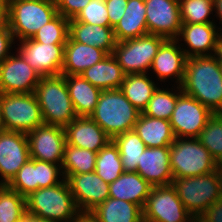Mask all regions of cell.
<instances>
[{"mask_svg":"<svg viewBox=\"0 0 222 222\" xmlns=\"http://www.w3.org/2000/svg\"><path fill=\"white\" fill-rule=\"evenodd\" d=\"M182 92L212 113H222V73L215 55L187 58Z\"/></svg>","mask_w":222,"mask_h":222,"instance_id":"cell-1","label":"cell"},{"mask_svg":"<svg viewBox=\"0 0 222 222\" xmlns=\"http://www.w3.org/2000/svg\"><path fill=\"white\" fill-rule=\"evenodd\" d=\"M34 94L44 124L65 128L77 117L63 74L41 76Z\"/></svg>","mask_w":222,"mask_h":222,"instance_id":"cell-2","label":"cell"},{"mask_svg":"<svg viewBox=\"0 0 222 222\" xmlns=\"http://www.w3.org/2000/svg\"><path fill=\"white\" fill-rule=\"evenodd\" d=\"M140 113L120 89H109L101 91L90 117L113 139L133 130Z\"/></svg>","mask_w":222,"mask_h":222,"instance_id":"cell-3","label":"cell"},{"mask_svg":"<svg viewBox=\"0 0 222 222\" xmlns=\"http://www.w3.org/2000/svg\"><path fill=\"white\" fill-rule=\"evenodd\" d=\"M26 212L39 219L72 222L80 211L64 178L62 183L55 186L31 192L26 197Z\"/></svg>","mask_w":222,"mask_h":222,"instance_id":"cell-4","label":"cell"},{"mask_svg":"<svg viewBox=\"0 0 222 222\" xmlns=\"http://www.w3.org/2000/svg\"><path fill=\"white\" fill-rule=\"evenodd\" d=\"M172 186L184 207L199 217L222 197V167L205 175L173 179Z\"/></svg>","mask_w":222,"mask_h":222,"instance_id":"cell-5","label":"cell"},{"mask_svg":"<svg viewBox=\"0 0 222 222\" xmlns=\"http://www.w3.org/2000/svg\"><path fill=\"white\" fill-rule=\"evenodd\" d=\"M7 3L9 29L20 41L32 38L58 14L53 0H7Z\"/></svg>","mask_w":222,"mask_h":222,"instance_id":"cell-6","label":"cell"},{"mask_svg":"<svg viewBox=\"0 0 222 222\" xmlns=\"http://www.w3.org/2000/svg\"><path fill=\"white\" fill-rule=\"evenodd\" d=\"M191 139L175 138L169 146L174 179L209 174L220 167L198 138Z\"/></svg>","mask_w":222,"mask_h":222,"instance_id":"cell-7","label":"cell"},{"mask_svg":"<svg viewBox=\"0 0 222 222\" xmlns=\"http://www.w3.org/2000/svg\"><path fill=\"white\" fill-rule=\"evenodd\" d=\"M1 112L4 130L28 133L44 124L36 95L1 93Z\"/></svg>","mask_w":222,"mask_h":222,"instance_id":"cell-8","label":"cell"},{"mask_svg":"<svg viewBox=\"0 0 222 222\" xmlns=\"http://www.w3.org/2000/svg\"><path fill=\"white\" fill-rule=\"evenodd\" d=\"M165 37L146 34L116 43L112 55L125 74L146 73Z\"/></svg>","mask_w":222,"mask_h":222,"instance_id":"cell-9","label":"cell"},{"mask_svg":"<svg viewBox=\"0 0 222 222\" xmlns=\"http://www.w3.org/2000/svg\"><path fill=\"white\" fill-rule=\"evenodd\" d=\"M193 218L172 185L153 186L143 208V222H187Z\"/></svg>","mask_w":222,"mask_h":222,"instance_id":"cell-10","label":"cell"},{"mask_svg":"<svg viewBox=\"0 0 222 222\" xmlns=\"http://www.w3.org/2000/svg\"><path fill=\"white\" fill-rule=\"evenodd\" d=\"M213 114L197 99L182 93L170 119L175 138H198Z\"/></svg>","mask_w":222,"mask_h":222,"instance_id":"cell-11","label":"cell"},{"mask_svg":"<svg viewBox=\"0 0 222 222\" xmlns=\"http://www.w3.org/2000/svg\"><path fill=\"white\" fill-rule=\"evenodd\" d=\"M30 158L62 164L66 146L64 127L42 124L26 134Z\"/></svg>","mask_w":222,"mask_h":222,"instance_id":"cell-12","label":"cell"},{"mask_svg":"<svg viewBox=\"0 0 222 222\" xmlns=\"http://www.w3.org/2000/svg\"><path fill=\"white\" fill-rule=\"evenodd\" d=\"M18 54L9 55L0 63V93H33L40 82L41 74Z\"/></svg>","mask_w":222,"mask_h":222,"instance_id":"cell-13","label":"cell"},{"mask_svg":"<svg viewBox=\"0 0 222 222\" xmlns=\"http://www.w3.org/2000/svg\"><path fill=\"white\" fill-rule=\"evenodd\" d=\"M148 34L176 39L182 26L179 0H144Z\"/></svg>","mask_w":222,"mask_h":222,"instance_id":"cell-14","label":"cell"},{"mask_svg":"<svg viewBox=\"0 0 222 222\" xmlns=\"http://www.w3.org/2000/svg\"><path fill=\"white\" fill-rule=\"evenodd\" d=\"M29 159L26 133L8 130L0 132V174L4 179L2 185H8Z\"/></svg>","mask_w":222,"mask_h":222,"instance_id":"cell-15","label":"cell"},{"mask_svg":"<svg viewBox=\"0 0 222 222\" xmlns=\"http://www.w3.org/2000/svg\"><path fill=\"white\" fill-rule=\"evenodd\" d=\"M21 44L19 53L41 76L61 74L65 44L39 43L31 38L21 40Z\"/></svg>","mask_w":222,"mask_h":222,"instance_id":"cell-16","label":"cell"},{"mask_svg":"<svg viewBox=\"0 0 222 222\" xmlns=\"http://www.w3.org/2000/svg\"><path fill=\"white\" fill-rule=\"evenodd\" d=\"M65 179L80 212H91L109 198V184L95 171L68 175Z\"/></svg>","mask_w":222,"mask_h":222,"instance_id":"cell-17","label":"cell"},{"mask_svg":"<svg viewBox=\"0 0 222 222\" xmlns=\"http://www.w3.org/2000/svg\"><path fill=\"white\" fill-rule=\"evenodd\" d=\"M64 129L67 144L96 153L112 141L106 132L88 116H77Z\"/></svg>","mask_w":222,"mask_h":222,"instance_id":"cell-18","label":"cell"},{"mask_svg":"<svg viewBox=\"0 0 222 222\" xmlns=\"http://www.w3.org/2000/svg\"><path fill=\"white\" fill-rule=\"evenodd\" d=\"M139 173L152 186L172 185L169 147L148 148L141 154L137 164Z\"/></svg>","mask_w":222,"mask_h":222,"instance_id":"cell-19","label":"cell"},{"mask_svg":"<svg viewBox=\"0 0 222 222\" xmlns=\"http://www.w3.org/2000/svg\"><path fill=\"white\" fill-rule=\"evenodd\" d=\"M107 55L108 53L103 49L76 42L69 36L64 46V64L61 74L80 75Z\"/></svg>","mask_w":222,"mask_h":222,"instance_id":"cell-20","label":"cell"},{"mask_svg":"<svg viewBox=\"0 0 222 222\" xmlns=\"http://www.w3.org/2000/svg\"><path fill=\"white\" fill-rule=\"evenodd\" d=\"M177 39H166L160 46L154 57L151 68L157 76L164 80L167 77L175 76L179 81V86L183 83L185 76V64L187 57L184 51L177 47Z\"/></svg>","mask_w":222,"mask_h":222,"instance_id":"cell-21","label":"cell"},{"mask_svg":"<svg viewBox=\"0 0 222 222\" xmlns=\"http://www.w3.org/2000/svg\"><path fill=\"white\" fill-rule=\"evenodd\" d=\"M152 188L139 173L124 171L109 184V197L135 203L143 209Z\"/></svg>","mask_w":222,"mask_h":222,"instance_id":"cell-22","label":"cell"},{"mask_svg":"<svg viewBox=\"0 0 222 222\" xmlns=\"http://www.w3.org/2000/svg\"><path fill=\"white\" fill-rule=\"evenodd\" d=\"M213 23L182 24L179 35L184 38L191 52L184 50L187 58L195 56H211L204 54L205 51L213 50L216 52L219 33ZM194 52V53H193Z\"/></svg>","mask_w":222,"mask_h":222,"instance_id":"cell-23","label":"cell"},{"mask_svg":"<svg viewBox=\"0 0 222 222\" xmlns=\"http://www.w3.org/2000/svg\"><path fill=\"white\" fill-rule=\"evenodd\" d=\"M69 36L76 42L103 49L112 54L116 46L114 30L110 26H99L88 23L69 21Z\"/></svg>","mask_w":222,"mask_h":222,"instance_id":"cell-24","label":"cell"},{"mask_svg":"<svg viewBox=\"0 0 222 222\" xmlns=\"http://www.w3.org/2000/svg\"><path fill=\"white\" fill-rule=\"evenodd\" d=\"M134 131L148 148L169 147L175 140L170 120L153 118L140 113Z\"/></svg>","mask_w":222,"mask_h":222,"instance_id":"cell-25","label":"cell"},{"mask_svg":"<svg viewBox=\"0 0 222 222\" xmlns=\"http://www.w3.org/2000/svg\"><path fill=\"white\" fill-rule=\"evenodd\" d=\"M113 30L117 42L148 34L144 0H128L125 13Z\"/></svg>","mask_w":222,"mask_h":222,"instance_id":"cell-26","label":"cell"},{"mask_svg":"<svg viewBox=\"0 0 222 222\" xmlns=\"http://www.w3.org/2000/svg\"><path fill=\"white\" fill-rule=\"evenodd\" d=\"M80 75L93 86L103 91L120 89L126 74L116 58L112 54H108L102 61L85 69Z\"/></svg>","mask_w":222,"mask_h":222,"instance_id":"cell-27","label":"cell"},{"mask_svg":"<svg viewBox=\"0 0 222 222\" xmlns=\"http://www.w3.org/2000/svg\"><path fill=\"white\" fill-rule=\"evenodd\" d=\"M69 97L77 116H88L94 112L101 90L81 75H64Z\"/></svg>","mask_w":222,"mask_h":222,"instance_id":"cell-28","label":"cell"},{"mask_svg":"<svg viewBox=\"0 0 222 222\" xmlns=\"http://www.w3.org/2000/svg\"><path fill=\"white\" fill-rule=\"evenodd\" d=\"M91 213L99 222H143V209L139 205L110 197Z\"/></svg>","mask_w":222,"mask_h":222,"instance_id":"cell-29","label":"cell"},{"mask_svg":"<svg viewBox=\"0 0 222 222\" xmlns=\"http://www.w3.org/2000/svg\"><path fill=\"white\" fill-rule=\"evenodd\" d=\"M156 89L155 83L145 73L126 74L120 87L124 96L141 113Z\"/></svg>","mask_w":222,"mask_h":222,"instance_id":"cell-30","label":"cell"},{"mask_svg":"<svg viewBox=\"0 0 222 222\" xmlns=\"http://www.w3.org/2000/svg\"><path fill=\"white\" fill-rule=\"evenodd\" d=\"M112 141L118 147L124 171L136 172L141 154L146 149L139 135L133 129L117 135Z\"/></svg>","mask_w":222,"mask_h":222,"instance_id":"cell-31","label":"cell"},{"mask_svg":"<svg viewBox=\"0 0 222 222\" xmlns=\"http://www.w3.org/2000/svg\"><path fill=\"white\" fill-rule=\"evenodd\" d=\"M97 153L78 148L66 143L61 168L64 178L68 175L90 173L95 171Z\"/></svg>","mask_w":222,"mask_h":222,"instance_id":"cell-32","label":"cell"},{"mask_svg":"<svg viewBox=\"0 0 222 222\" xmlns=\"http://www.w3.org/2000/svg\"><path fill=\"white\" fill-rule=\"evenodd\" d=\"M95 172L108 184L113 183L124 172L118 147L113 141L97 153Z\"/></svg>","mask_w":222,"mask_h":222,"instance_id":"cell-33","label":"cell"},{"mask_svg":"<svg viewBox=\"0 0 222 222\" xmlns=\"http://www.w3.org/2000/svg\"><path fill=\"white\" fill-rule=\"evenodd\" d=\"M26 213V197L0 185V222H19Z\"/></svg>","mask_w":222,"mask_h":222,"instance_id":"cell-34","label":"cell"},{"mask_svg":"<svg viewBox=\"0 0 222 222\" xmlns=\"http://www.w3.org/2000/svg\"><path fill=\"white\" fill-rule=\"evenodd\" d=\"M198 139L222 167V113L213 114Z\"/></svg>","mask_w":222,"mask_h":222,"instance_id":"cell-35","label":"cell"},{"mask_svg":"<svg viewBox=\"0 0 222 222\" xmlns=\"http://www.w3.org/2000/svg\"><path fill=\"white\" fill-rule=\"evenodd\" d=\"M69 21L58 13L42 26L31 39L39 43L66 44L69 37Z\"/></svg>","mask_w":222,"mask_h":222,"instance_id":"cell-36","label":"cell"},{"mask_svg":"<svg viewBox=\"0 0 222 222\" xmlns=\"http://www.w3.org/2000/svg\"><path fill=\"white\" fill-rule=\"evenodd\" d=\"M179 88L181 91L178 93L180 94L176 93V95L170 91L157 88L149 100L146 109L143 111V114L153 118L170 120L177 98L183 93L181 86Z\"/></svg>","mask_w":222,"mask_h":222,"instance_id":"cell-37","label":"cell"},{"mask_svg":"<svg viewBox=\"0 0 222 222\" xmlns=\"http://www.w3.org/2000/svg\"><path fill=\"white\" fill-rule=\"evenodd\" d=\"M213 8L214 0H179L181 23H213L208 19Z\"/></svg>","mask_w":222,"mask_h":222,"instance_id":"cell-38","label":"cell"},{"mask_svg":"<svg viewBox=\"0 0 222 222\" xmlns=\"http://www.w3.org/2000/svg\"><path fill=\"white\" fill-rule=\"evenodd\" d=\"M8 186L27 197L31 192L38 190L37 159L30 158L17 172Z\"/></svg>","mask_w":222,"mask_h":222,"instance_id":"cell-39","label":"cell"},{"mask_svg":"<svg viewBox=\"0 0 222 222\" xmlns=\"http://www.w3.org/2000/svg\"><path fill=\"white\" fill-rule=\"evenodd\" d=\"M71 20L99 26H110L105 0H91L79 14Z\"/></svg>","mask_w":222,"mask_h":222,"instance_id":"cell-40","label":"cell"},{"mask_svg":"<svg viewBox=\"0 0 222 222\" xmlns=\"http://www.w3.org/2000/svg\"><path fill=\"white\" fill-rule=\"evenodd\" d=\"M58 166L54 163L37 160L38 189L52 187L63 182V180H58L59 171L61 170V167L59 166V169Z\"/></svg>","mask_w":222,"mask_h":222,"instance_id":"cell-41","label":"cell"},{"mask_svg":"<svg viewBox=\"0 0 222 222\" xmlns=\"http://www.w3.org/2000/svg\"><path fill=\"white\" fill-rule=\"evenodd\" d=\"M91 0H59L57 11L68 20L74 19Z\"/></svg>","mask_w":222,"mask_h":222,"instance_id":"cell-42","label":"cell"},{"mask_svg":"<svg viewBox=\"0 0 222 222\" xmlns=\"http://www.w3.org/2000/svg\"><path fill=\"white\" fill-rule=\"evenodd\" d=\"M128 0H105L110 27L114 28L125 13Z\"/></svg>","mask_w":222,"mask_h":222,"instance_id":"cell-43","label":"cell"},{"mask_svg":"<svg viewBox=\"0 0 222 222\" xmlns=\"http://www.w3.org/2000/svg\"><path fill=\"white\" fill-rule=\"evenodd\" d=\"M199 217L203 222H222V197L209 206Z\"/></svg>","mask_w":222,"mask_h":222,"instance_id":"cell-44","label":"cell"},{"mask_svg":"<svg viewBox=\"0 0 222 222\" xmlns=\"http://www.w3.org/2000/svg\"><path fill=\"white\" fill-rule=\"evenodd\" d=\"M14 40L13 34L9 26L0 29V63L8 57V50Z\"/></svg>","mask_w":222,"mask_h":222,"instance_id":"cell-45","label":"cell"},{"mask_svg":"<svg viewBox=\"0 0 222 222\" xmlns=\"http://www.w3.org/2000/svg\"><path fill=\"white\" fill-rule=\"evenodd\" d=\"M8 25V3L7 0H0V29Z\"/></svg>","mask_w":222,"mask_h":222,"instance_id":"cell-46","label":"cell"},{"mask_svg":"<svg viewBox=\"0 0 222 222\" xmlns=\"http://www.w3.org/2000/svg\"><path fill=\"white\" fill-rule=\"evenodd\" d=\"M72 222H99L91 212H79Z\"/></svg>","mask_w":222,"mask_h":222,"instance_id":"cell-47","label":"cell"},{"mask_svg":"<svg viewBox=\"0 0 222 222\" xmlns=\"http://www.w3.org/2000/svg\"><path fill=\"white\" fill-rule=\"evenodd\" d=\"M221 35H219L218 40H217V46H216V52L214 55H217V59L220 65H222V33L220 32Z\"/></svg>","mask_w":222,"mask_h":222,"instance_id":"cell-48","label":"cell"},{"mask_svg":"<svg viewBox=\"0 0 222 222\" xmlns=\"http://www.w3.org/2000/svg\"><path fill=\"white\" fill-rule=\"evenodd\" d=\"M214 7L217 10L216 13L221 18V21H222V0H214Z\"/></svg>","mask_w":222,"mask_h":222,"instance_id":"cell-49","label":"cell"},{"mask_svg":"<svg viewBox=\"0 0 222 222\" xmlns=\"http://www.w3.org/2000/svg\"><path fill=\"white\" fill-rule=\"evenodd\" d=\"M30 222H55V221L46 220V219H39V218H36L33 215H30Z\"/></svg>","mask_w":222,"mask_h":222,"instance_id":"cell-50","label":"cell"},{"mask_svg":"<svg viewBox=\"0 0 222 222\" xmlns=\"http://www.w3.org/2000/svg\"><path fill=\"white\" fill-rule=\"evenodd\" d=\"M4 130V121L1 112V93H0V132Z\"/></svg>","mask_w":222,"mask_h":222,"instance_id":"cell-51","label":"cell"},{"mask_svg":"<svg viewBox=\"0 0 222 222\" xmlns=\"http://www.w3.org/2000/svg\"><path fill=\"white\" fill-rule=\"evenodd\" d=\"M19 222H30V214L26 212Z\"/></svg>","mask_w":222,"mask_h":222,"instance_id":"cell-52","label":"cell"},{"mask_svg":"<svg viewBox=\"0 0 222 222\" xmlns=\"http://www.w3.org/2000/svg\"><path fill=\"white\" fill-rule=\"evenodd\" d=\"M189 222H203V220L200 217H194L191 221Z\"/></svg>","mask_w":222,"mask_h":222,"instance_id":"cell-53","label":"cell"}]
</instances>
